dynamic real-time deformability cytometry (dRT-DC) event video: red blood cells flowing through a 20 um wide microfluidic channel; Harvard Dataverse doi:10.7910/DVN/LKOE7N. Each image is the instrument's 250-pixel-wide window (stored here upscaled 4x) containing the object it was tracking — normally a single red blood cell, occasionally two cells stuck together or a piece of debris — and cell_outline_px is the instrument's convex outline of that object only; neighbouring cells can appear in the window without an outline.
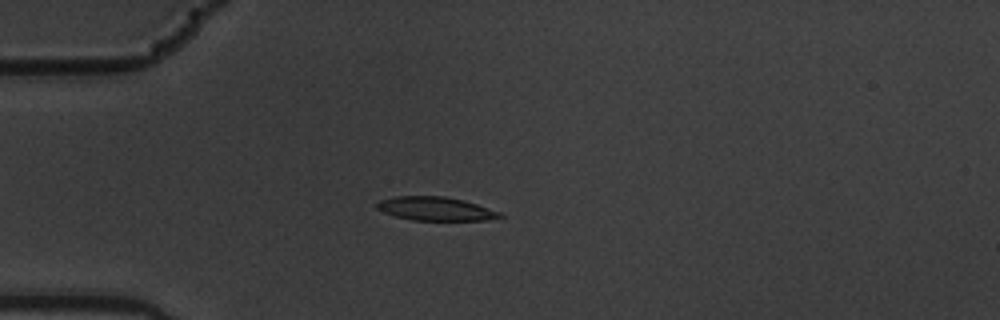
{"species": "common noctule bat (a hibernating species)", "species_latin": "Nyctalus noctula", "temperature_condition": "warm", "stored_images_in_passage": 12, "camera_frame_rate_fps": 3000, "um_per_image_px": 0.085, "animal": {"sex": "male", "body_mass_g": 19.5, "forearm_length_mm": 54.6}, "frame": {"image": 1, "passage_image": 3, "time_ms": 0.667, "image_size_px": [1000, 320], "cell_outline_px": [[504, 216], [484, 220], [412, 220], [396, 216], [384, 212], [376, 208], [376, 204], [380, 200], [396, 196], [444, 196], [464, 200], [500, 212]], "centroid_in_image_um": [37.0, 17.74], "position_along_channel_um": 48.0, "area_um2": 16.76}}
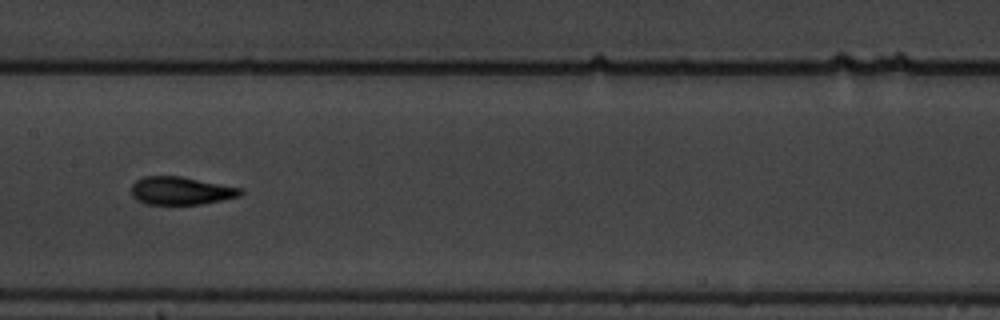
{"frame": {"image": 2, "passage_image": 7, "time_ms": 2.0, "image_size_px": [1000, 320], "cell_outline_px": [[244, 192], [240, 196], [200, 204], [144, 204], [136, 200], [132, 196], [132, 184], [136, 180], [144, 176], [180, 176], [244, 188]], "centroid_in_image_um": [15.38, 16.21], "position_along_channel_um": 192.0, "area_um2": 17.86}}
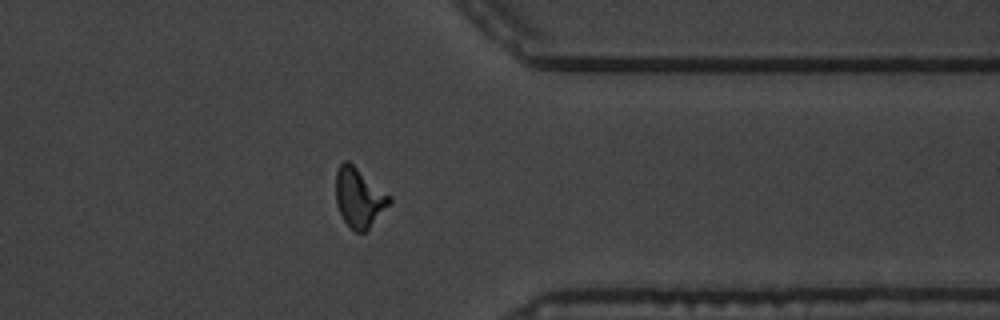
{"frame": {"image": 3, "passage_image": 12, "time_ms": 3.667, "image_size_px": [1000, 320], "cell_outline_px": [[392, 200], [368, 228], [364, 232], [356, 232], [344, 220], [336, 204], [336, 172], [340, 164], [344, 160], [348, 160], [392, 196]], "centroid_in_image_um": [30.51, 16.75], "position_along_channel_um": 380.9, "area_um2": 18.26}}